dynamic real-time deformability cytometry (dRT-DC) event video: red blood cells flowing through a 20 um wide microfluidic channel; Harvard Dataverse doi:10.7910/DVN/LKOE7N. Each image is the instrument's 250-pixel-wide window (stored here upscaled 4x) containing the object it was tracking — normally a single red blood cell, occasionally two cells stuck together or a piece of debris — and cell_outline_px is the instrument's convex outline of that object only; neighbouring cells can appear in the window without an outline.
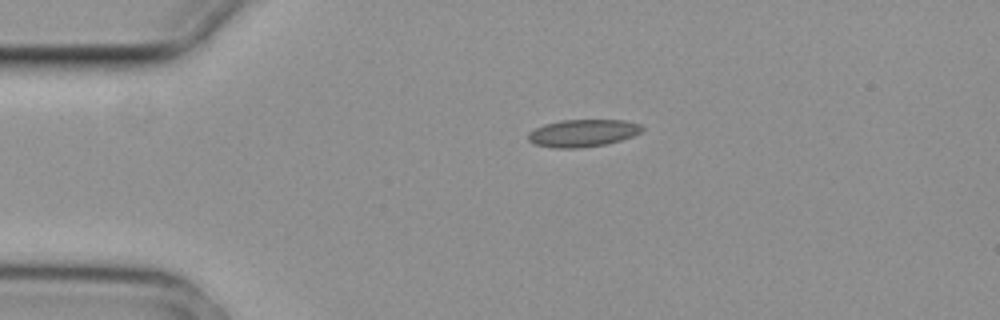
{"species": "common noctule bat (a hibernating species)", "species_latin": "Nyctalus noctula", "temperature_condition": "cold", "stored_images_in_passage": 2, "camera_frame_rate_fps": 3000, "um_per_image_px": 0.085, "animal": {"sex": "female", "body_mass_g": 29.2, "forearm_length_mm": 56.3}, "frame": {"image": 1, "passage_image": 1, "time_ms": 0.0, "image_size_px": [1000, 320], "cell_outline_px": [[644, 128], [640, 132], [632, 136], [608, 144], [576, 148], [556, 148], [536, 144], [528, 140], [528, 132], [544, 124], [560, 120], [624, 120], [640, 124]], "centroid_in_image_um": [49.53, 11.3], "position_along_channel_um": 35.5, "area_um2": 18.09}}